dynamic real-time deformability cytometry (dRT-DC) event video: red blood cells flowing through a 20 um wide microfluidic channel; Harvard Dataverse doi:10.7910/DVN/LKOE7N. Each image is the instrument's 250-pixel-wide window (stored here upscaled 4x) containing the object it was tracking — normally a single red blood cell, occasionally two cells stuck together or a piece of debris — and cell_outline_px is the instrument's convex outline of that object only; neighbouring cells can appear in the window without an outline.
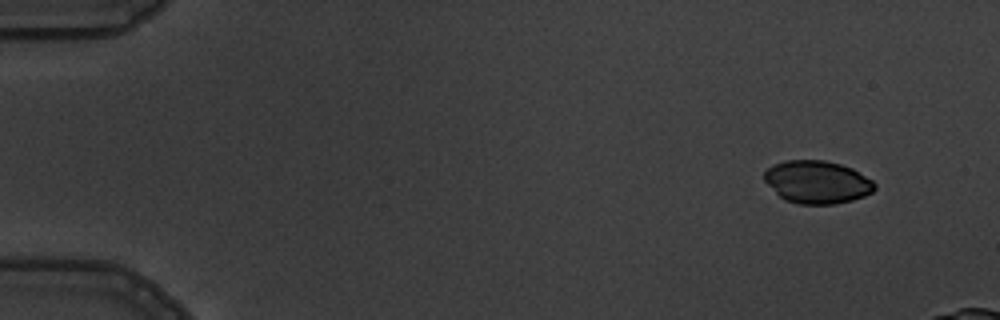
{"species": "common noctule bat (a hibernating species)", "species_latin": "Nyctalus noctula", "temperature_condition": "warm", "stored_images_in_passage": 5, "camera_frame_rate_fps": 3000, "um_per_image_px": 0.085, "animal": {"sex": "male", "body_mass_g": 19.5, "forearm_length_mm": 54.6}, "frame": {"image": 1, "passage_image": 1, "time_ms": 0.0, "image_size_px": [1000, 320], "cell_outline_px": [[876, 188], [872, 192], [864, 196], [852, 200], [836, 204], [800, 204], [784, 200], [764, 180], [764, 172], [772, 164], [784, 160], [824, 160], [840, 164], [852, 168], [872, 180], [876, 184]], "centroid_in_image_um": [69.46, 15.47], "position_along_channel_um": 15.5, "area_um2": 27.57}}